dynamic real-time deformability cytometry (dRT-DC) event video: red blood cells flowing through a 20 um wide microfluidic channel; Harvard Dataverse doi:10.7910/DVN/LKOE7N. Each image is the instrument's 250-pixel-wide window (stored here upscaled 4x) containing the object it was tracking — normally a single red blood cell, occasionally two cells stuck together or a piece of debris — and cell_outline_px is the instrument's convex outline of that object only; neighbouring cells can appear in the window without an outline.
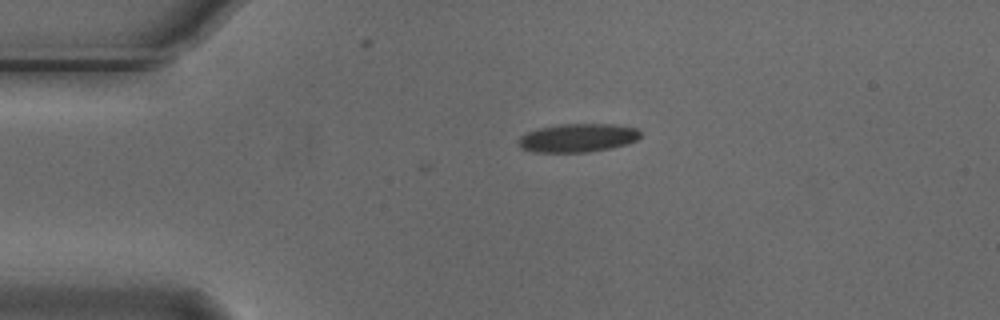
{"species": "Egyptian fruit bat (a non-hibernating species)", "species_latin": "Rousettus aegyptiacus", "temperature_condition": "cold", "stored_images_in_passage": 4, "camera_frame_rate_fps": 3000, "um_per_image_px": 0.085, "animal": {"sex": "male"}, "frame": {"image": 1, "passage_image": 4, "time_ms": 1.0, "image_size_px": [1000, 320], "cell_outline_px": [[640, 136], [636, 140], [628, 144], [612, 148], [588, 152], [532, 152], [520, 148], [520, 136], [528, 132], [540, 128], [560, 124], [616, 124], [636, 128], [640, 132]], "centroid_in_image_um": [49.14, 11.72], "position_along_channel_um": 35.9, "area_um2": 20.23}}